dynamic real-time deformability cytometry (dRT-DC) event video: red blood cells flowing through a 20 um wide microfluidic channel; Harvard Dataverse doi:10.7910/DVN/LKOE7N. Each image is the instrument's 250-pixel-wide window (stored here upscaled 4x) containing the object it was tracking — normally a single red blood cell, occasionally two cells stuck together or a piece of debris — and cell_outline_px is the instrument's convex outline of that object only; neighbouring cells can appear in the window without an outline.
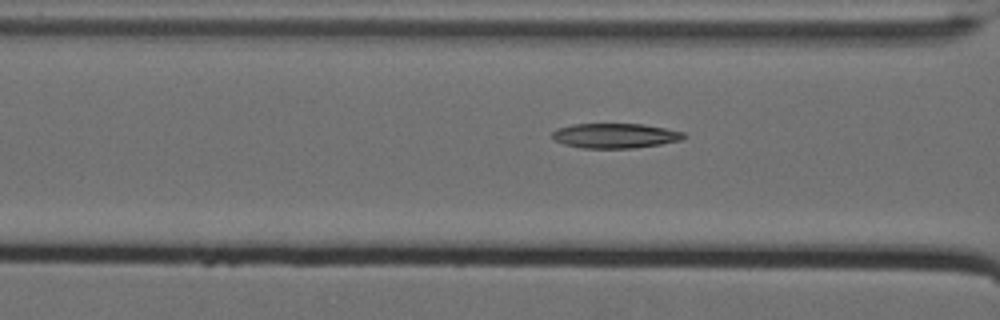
{"species": "Egyptian fruit bat (a non-hibernating species)", "species_latin": "Rousettus aegyptiacus", "temperature_condition": "cold", "stored_images_in_passage": 32, "camera_frame_rate_fps": 3000, "um_per_image_px": 0.085, "animal": {"sex": "female"}, "frame": {"image": 1, "passage_image": 9, "time_ms": 2.667, "image_size_px": [1000, 320], "cell_outline_px": [[688, 136], [680, 140], [660, 144], [632, 148], [580, 148], [564, 144], [556, 140], [552, 136], [552, 132], [556, 128], [572, 124], [640, 124], [664, 128], [684, 132]], "centroid_in_image_um": [52.27, 11.53], "position_along_channel_um": 114.3, "area_um2": 18.96}}
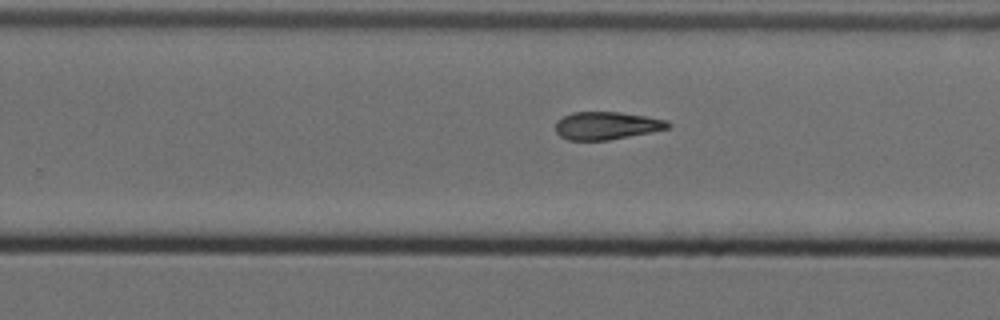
{"frame": {"image": 2, "passage_image": 23, "time_ms": 7.333, "image_size_px": [1000, 320], "cell_outline_px": [[672, 124], [668, 128], [652, 132], [608, 140], [568, 140], [560, 136], [556, 132], [556, 120], [572, 112], [620, 112], [668, 120]], "centroid_in_image_um": [51.56, 10.68], "position_along_channel_um": 278.2, "area_um2": 18.21}}
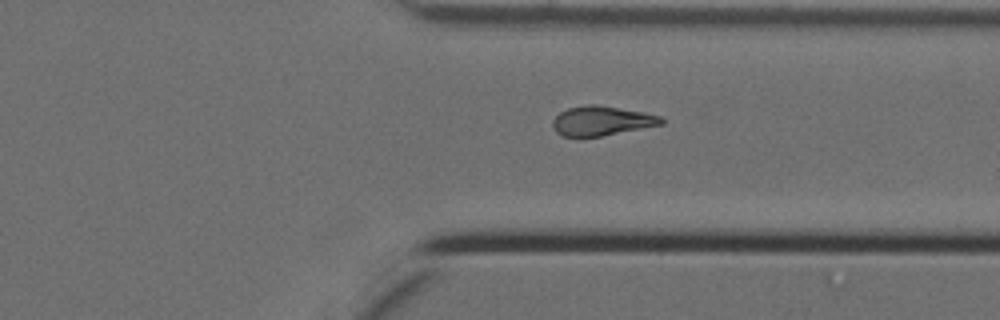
{"frame": {"image": 3, "passage_image": 30, "time_ms": 9.667, "image_size_px": [1000, 320], "cell_outline_px": [[664, 124], [600, 136], [564, 136], [556, 132], [552, 128], [552, 120], [560, 112], [568, 108], [588, 104], [596, 104], [644, 112], [660, 116], [664, 120]], "centroid_in_image_um": [51.13, 10.26], "position_along_channel_um": 360.3, "area_um2": 18.55}}